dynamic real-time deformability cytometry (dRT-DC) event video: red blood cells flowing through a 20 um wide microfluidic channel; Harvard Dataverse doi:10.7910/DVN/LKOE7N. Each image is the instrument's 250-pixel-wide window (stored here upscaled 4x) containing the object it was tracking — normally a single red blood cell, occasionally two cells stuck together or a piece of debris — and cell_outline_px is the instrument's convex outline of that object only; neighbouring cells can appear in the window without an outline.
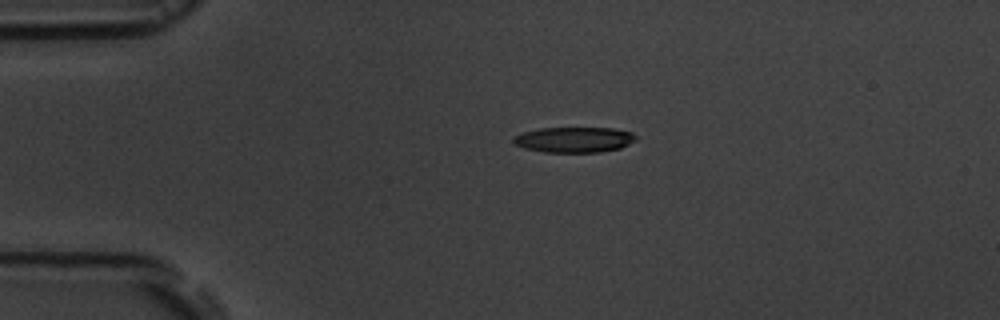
{"species": "common noctule bat (a hibernating species)", "species_latin": "Nyctalus noctula", "temperature_condition": "room temperature", "stored_images_in_passage": 4, "camera_frame_rate_fps": 3000, "um_per_image_px": 0.085, "animal": {"sex": "male", "body_mass_g": 19.5, "forearm_length_mm": 54.6}, "frame": {"image": 1, "passage_image": 2, "time_ms": 1.0, "image_size_px": [1000, 320], "cell_outline_px": [[636, 140], [620, 148], [600, 152], [544, 152], [524, 148], [516, 144], [512, 140], [512, 136], [524, 132], [540, 128], [612, 128], [632, 132], [636, 136]], "centroid_in_image_um": [48.79, 11.87], "position_along_channel_um": 36.2, "area_um2": 18.15}}